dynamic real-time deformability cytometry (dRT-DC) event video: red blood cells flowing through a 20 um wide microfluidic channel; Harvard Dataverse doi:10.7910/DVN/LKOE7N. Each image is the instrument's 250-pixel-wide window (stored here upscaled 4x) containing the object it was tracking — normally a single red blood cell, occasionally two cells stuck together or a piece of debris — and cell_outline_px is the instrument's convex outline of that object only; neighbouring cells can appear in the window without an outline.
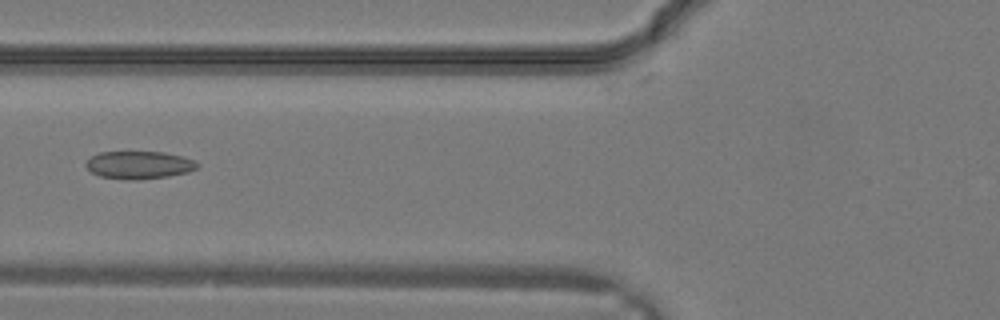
{"species": "common noctule bat (a hibernating species)", "species_latin": "Nyctalus noctula", "temperature_condition": "warm", "stored_images_in_passage": 23, "segment_of_instrument_passage": [1, 2], "camera_frame_rate_fps": 3000, "um_per_image_px": 0.085, "animal": {"sex": "male", "body_mass_g": 19.2, "forearm_length_mm": 51.8}, "frame": {"image": 1, "passage_image": 3, "time_ms": 0.667, "image_size_px": [1000, 320], "cell_outline_px": [[200, 164], [196, 168], [188, 172], [168, 176], [140, 180], [128, 180], [100, 176], [92, 172], [84, 164], [92, 156], [100, 152], [164, 152], [184, 156], [196, 160]], "centroid_in_image_um": [11.86, 14.02], "position_along_channel_um": 113.9, "area_um2": 18.09}}
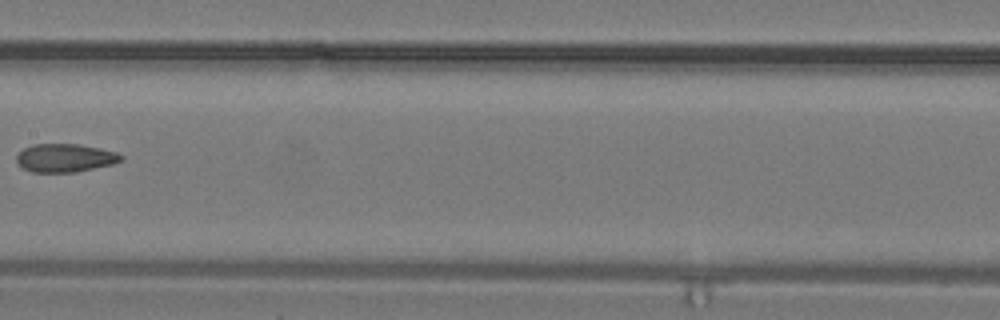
{"frame": {"image": 2, "passage_image": 7, "time_ms": 2.0, "image_size_px": [1000, 320], "cell_outline_px": [[124, 160], [112, 164], [76, 172], [32, 172], [20, 168], [16, 164], [16, 156], [24, 148], [32, 144], [76, 144], [100, 148], [116, 152], [124, 156]], "centroid_in_image_um": [5.5, 13.43], "position_along_channel_um": 201.9, "area_um2": 17.4}}
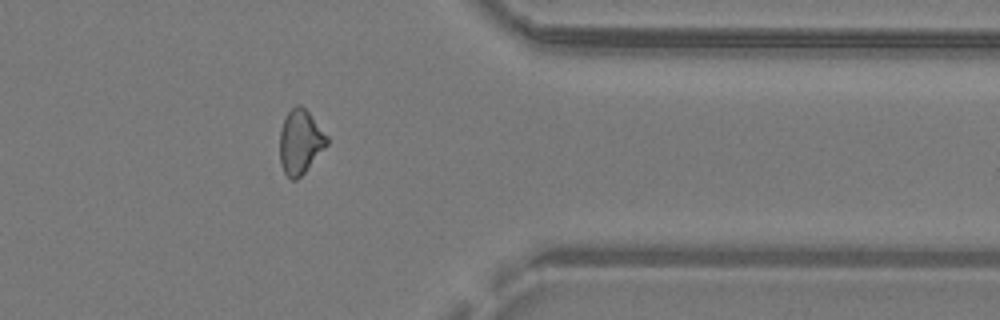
{"frame": {"image": 3, "passage_image": 16, "time_ms": 5.0, "image_size_px": [1000, 320], "cell_outline_px": [[328, 144], [304, 172], [296, 180], [292, 180], [284, 172], [280, 164], [280, 132], [284, 120], [288, 112], [296, 104], [300, 104], [308, 112], [328, 136]], "centroid_in_image_um": [25.52, 12.06], "position_along_channel_um": 385.9, "area_um2": 17.4}}